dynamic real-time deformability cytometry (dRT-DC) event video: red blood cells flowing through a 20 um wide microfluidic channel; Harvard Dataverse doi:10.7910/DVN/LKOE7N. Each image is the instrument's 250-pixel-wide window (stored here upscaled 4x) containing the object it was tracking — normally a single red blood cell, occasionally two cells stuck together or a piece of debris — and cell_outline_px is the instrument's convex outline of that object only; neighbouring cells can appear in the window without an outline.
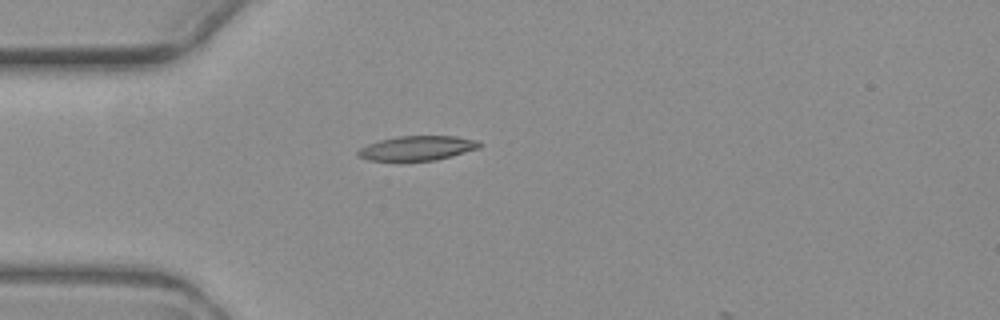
{"species": "common noctule bat (a hibernating species)", "species_latin": "Nyctalus noctula", "temperature_condition": "warm", "stored_images_in_passage": 3, "camera_frame_rate_fps": 3000, "um_per_image_px": 0.085, "animal": {"sex": "female", "body_mass_g": 19.3, "forearm_length_mm": 54.1}, "frame": {"image": 1, "passage_image": 3, "time_ms": 2.333, "image_size_px": [1000, 320], "cell_outline_px": [[480, 148], [452, 156], [436, 160], [368, 160], [356, 156], [356, 152], [360, 148], [368, 144], [380, 140], [400, 136], [456, 136], [480, 140]], "centroid_in_image_um": [35.49, 12.58], "position_along_channel_um": 49.5, "area_um2": 17.34}}